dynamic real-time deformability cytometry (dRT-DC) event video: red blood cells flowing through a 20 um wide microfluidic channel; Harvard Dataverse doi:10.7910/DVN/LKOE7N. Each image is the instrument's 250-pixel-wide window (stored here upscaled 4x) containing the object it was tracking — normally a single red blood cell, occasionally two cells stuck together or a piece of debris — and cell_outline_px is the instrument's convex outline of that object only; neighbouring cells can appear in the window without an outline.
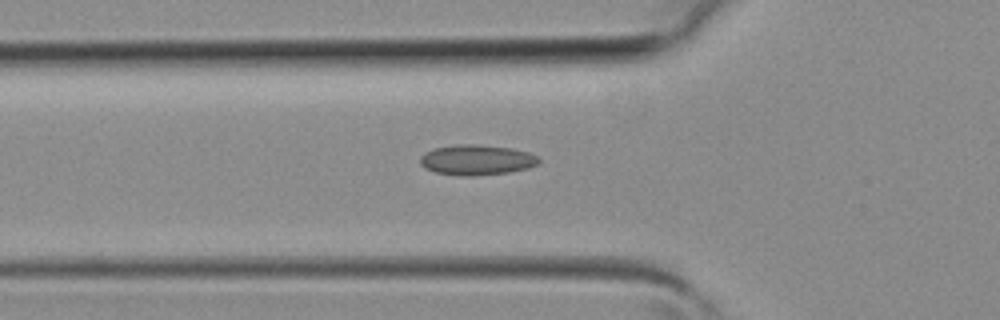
{"species": "common noctule bat (a hibernating species)", "species_latin": "Nyctalus noctula", "temperature_condition": "room temperature", "stored_images_in_passage": 37, "camera_frame_rate_fps": 3000, "um_per_image_px": 0.085, "animal": {"sex": "female", "body_mass_g": 19.3, "forearm_length_mm": 54.1}, "frame": {"image": 1, "passage_image": 13, "time_ms": 4.0, "image_size_px": [1000, 320], "cell_outline_px": [[540, 160], [536, 164], [528, 168], [508, 172], [472, 176], [460, 176], [436, 172], [424, 168], [420, 164], [420, 156], [424, 152], [436, 148], [456, 144], [476, 144], [512, 148], [528, 152], [536, 156]], "centroid_in_image_um": [40.48, 13.59], "position_along_channel_um": 85.3, "area_um2": 20.92}}
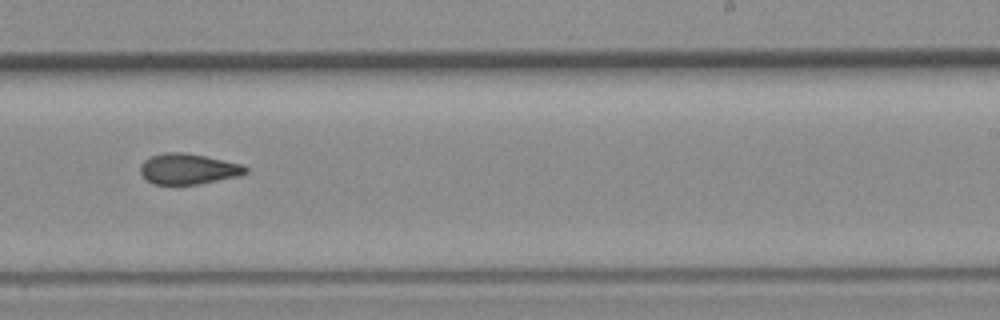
{"frame": {"image": 2, "passage_image": 24, "time_ms": 7.667, "image_size_px": [1000, 320], "cell_outline_px": [[248, 172], [240, 176], [196, 184], [152, 184], [140, 172], [140, 164], [144, 160], [152, 156], [164, 152], [184, 152], [244, 164], [248, 168]], "centroid_in_image_um": [16.02, 14.35], "position_along_channel_um": 273.0, "area_um2": 18.79}}
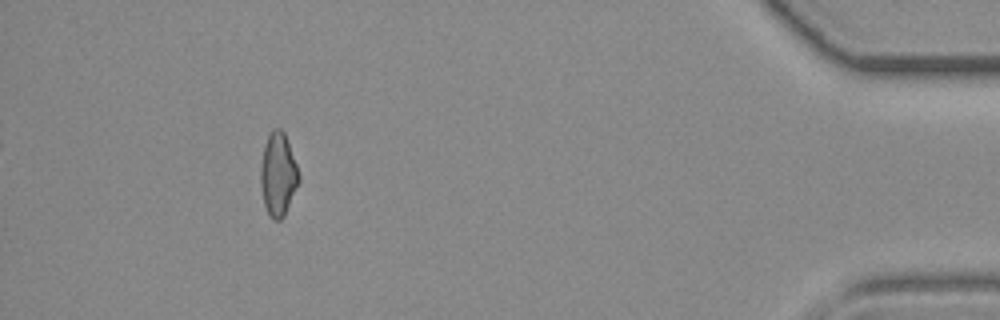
{"frame": {"image": 3, "passage_image": 36, "time_ms": 11.667, "image_size_px": [1000, 320], "cell_outline_px": [[300, 180], [284, 216], [280, 220], [272, 220], [264, 204], [260, 184], [260, 168], [264, 148], [268, 136], [272, 128], [280, 128], [284, 132], [296, 164], [300, 176]], "centroid_in_image_um": [23.63, 14.84], "position_along_channel_um": 411.6, "area_um2": 18.38}}